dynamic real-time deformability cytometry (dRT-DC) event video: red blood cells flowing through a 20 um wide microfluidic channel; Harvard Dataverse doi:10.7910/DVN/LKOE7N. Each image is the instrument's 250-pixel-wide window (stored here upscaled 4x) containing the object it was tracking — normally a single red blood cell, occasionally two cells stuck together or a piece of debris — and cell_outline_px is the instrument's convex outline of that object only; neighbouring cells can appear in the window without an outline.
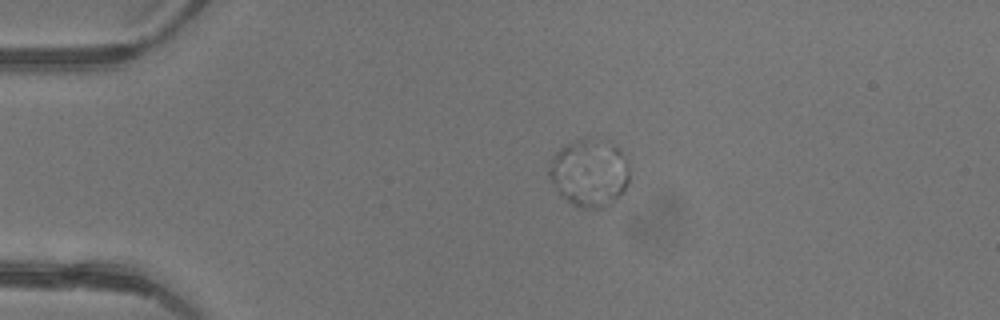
{"species": "common noctule bat (a hibernating species)", "species_latin": "Nyctalus noctula", "temperature_condition": "warm", "stored_images_in_passage": 4, "segment_of_instrument_passage": [2, 3], "camera_frame_rate_fps": 3000, "um_per_image_px": 0.085, "animal": {"sex": "female"}, "frame": {"image": 1, "passage_image": 3, "time_ms": 0.667, "image_size_px": [1000, 320], "cell_outline_px": [[628, 184], [616, 200], [612, 204], [604, 208], [580, 208], [572, 204], [560, 192], [560, 188], [624, 164], [628, 164]], "centroid_in_image_um": [50.82, 16.04], "position_along_channel_um": 34.2, "area_um2": 13.41}}